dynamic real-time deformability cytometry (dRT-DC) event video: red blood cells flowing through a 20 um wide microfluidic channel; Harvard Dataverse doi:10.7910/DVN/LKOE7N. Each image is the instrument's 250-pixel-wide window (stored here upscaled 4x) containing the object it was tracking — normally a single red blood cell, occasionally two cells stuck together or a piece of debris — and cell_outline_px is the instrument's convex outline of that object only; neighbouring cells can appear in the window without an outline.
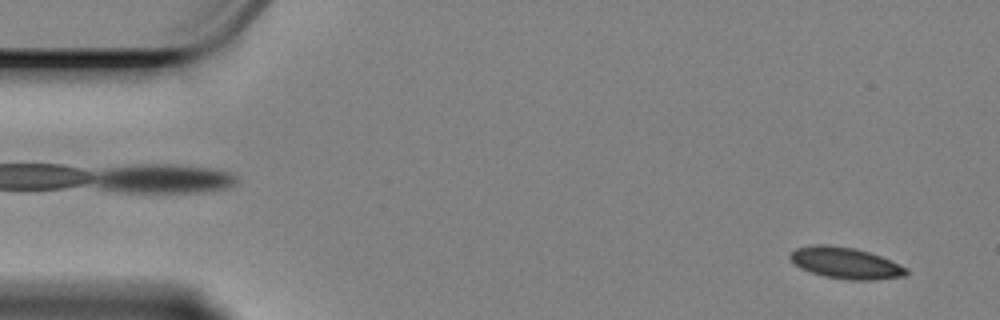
{"species": "Egyptian fruit bat (a non-hibernating species)", "species_latin": "Rousettus aegyptiacus", "temperature_condition": "cold", "stored_images_in_passage": 58, "camera_frame_rate_fps": 3000, "um_per_image_px": 0.085, "animal": {"sex": "female"}, "frame": {"image": 1, "passage_image": 3, "time_ms": 0.667, "image_size_px": [1000, 320], "cell_outline_px": [[908, 272], [904, 276], [876, 280], [848, 280], [824, 276], [800, 268], [788, 256], [796, 248], [816, 244], [828, 244], [852, 248], [868, 252], [880, 256], [908, 268]], "centroid_in_image_um": [71.88, 22.36], "position_along_channel_um": 13.1, "area_um2": 21.04}}
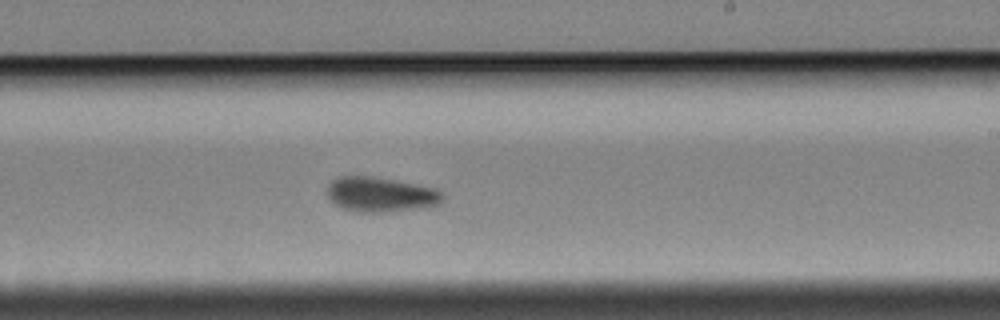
{"frame": {"image": 2, "passage_image": 34, "time_ms": 11.0, "image_size_px": [1000, 320], "cell_outline_px": [[444, 196], [436, 204], [384, 212], [356, 212], [344, 208], [336, 204], [328, 196], [328, 184], [332, 180], [340, 176], [368, 176], [392, 180], [436, 188]], "centroid_in_image_um": [32.28, 16.52], "position_along_channel_um": 256.7, "area_um2": 22.66}}
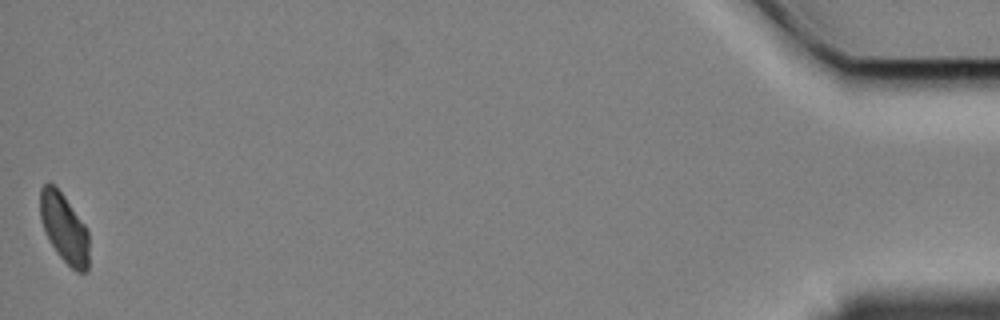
{"frame": {"image": 3, "passage_image": 58, "time_ms": 19.0, "image_size_px": [1000, 320], "cell_outline_px": [[88, 272], [76, 272], [60, 256], [44, 232], [40, 220], [40, 188], [44, 184], [52, 184], [64, 196], [88, 228]], "centroid_in_image_um": [5.46, 19.4], "position_along_channel_um": 429.7, "area_um2": 19.59}, "authors_computed_cell_mechanics": {"area_um2": 21.8195, "velocity_mm_per_s": 3.3532, "shape_relaxation_time_tau1_ms": 6.2978, "shape_relaxation_time_tau2_ms": 7.293, "deformation_change_tau1": 0.1123, "deformation_change_tau2": 0.1024}}